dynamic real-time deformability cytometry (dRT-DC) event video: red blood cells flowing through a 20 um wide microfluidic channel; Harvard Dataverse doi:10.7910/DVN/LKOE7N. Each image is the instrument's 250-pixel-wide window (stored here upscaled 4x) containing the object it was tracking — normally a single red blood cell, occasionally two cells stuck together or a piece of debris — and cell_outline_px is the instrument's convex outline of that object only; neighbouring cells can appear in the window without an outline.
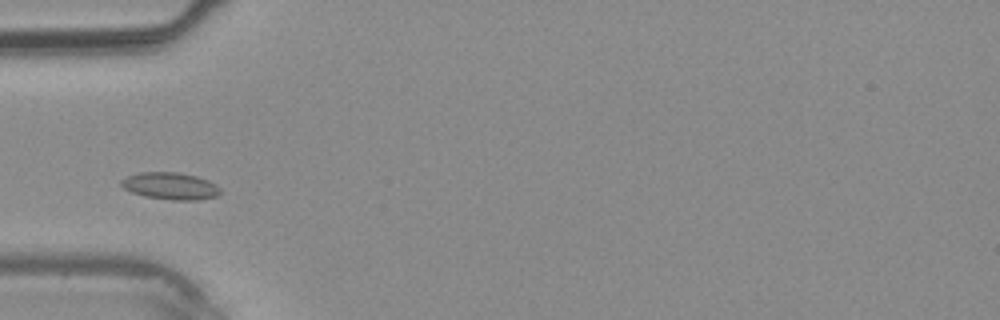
{"species": "common noctule bat (a hibernating species)", "species_latin": "Nyctalus noctula", "temperature_condition": "warm", "stored_images_in_passage": 31, "camera_frame_rate_fps": 3000, "um_per_image_px": 0.085, "animal": {"sex": "male", "body_mass_g": 20.4}, "frame": {"image": 1, "passage_image": 5, "time_ms": 1.333, "image_size_px": [1000, 320], "cell_outline_px": [[220, 192], [216, 196], [200, 200], [172, 200], [144, 196], [132, 192], [124, 188], [120, 184], [120, 180], [128, 176], [140, 172], [176, 172], [196, 176], [208, 180], [216, 184], [220, 188]], "centroid_in_image_um": [14.48, 15.81], "position_along_channel_um": 70.5, "area_um2": 15.61}}
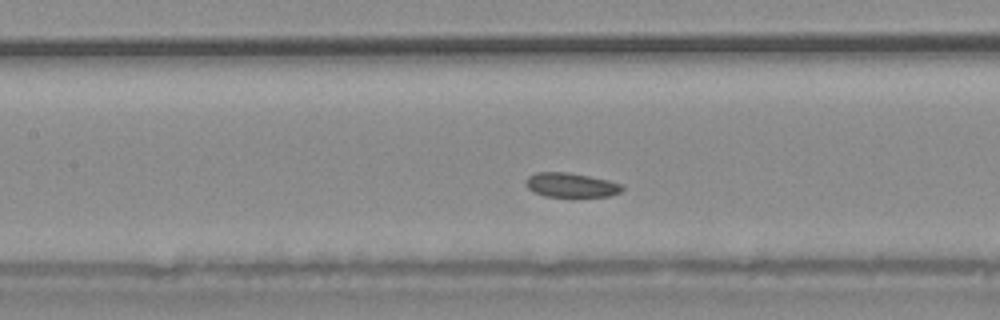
{"frame": {"image": 2, "passage_image": 10, "time_ms": 3.0, "image_size_px": [1000, 320], "cell_outline_px": [[624, 188], [620, 192], [612, 196], [544, 196], [532, 192], [528, 188], [524, 180], [528, 176], [536, 172], [568, 172], [608, 180], [620, 184]], "centroid_in_image_um": [48.49, 15.72], "position_along_channel_um": 158.9, "area_um2": 13.64}}
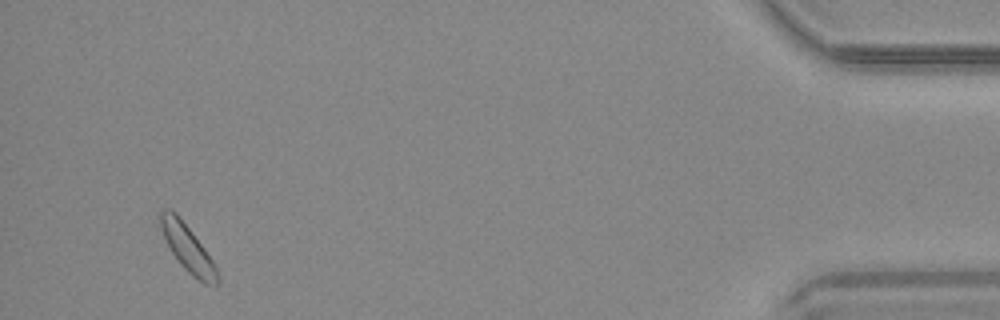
{"frame": {"image": 3, "passage_image": 29, "time_ms": 9.333, "image_size_px": [1000, 320], "cell_outline_px": [[220, 284], [204, 284], [192, 276], [180, 264], [172, 252], [160, 228], [160, 212], [164, 208], [168, 208], [176, 212], [204, 248], [216, 264], [220, 276]], "centroid_in_image_um": [15.99, 21.13], "position_along_channel_um": 419.2, "area_um2": 15.49}}